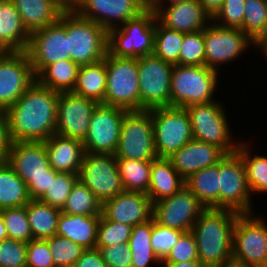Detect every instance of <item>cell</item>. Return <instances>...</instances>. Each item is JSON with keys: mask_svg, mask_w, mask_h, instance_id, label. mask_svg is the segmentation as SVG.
<instances>
[{"mask_svg": "<svg viewBox=\"0 0 267 267\" xmlns=\"http://www.w3.org/2000/svg\"><path fill=\"white\" fill-rule=\"evenodd\" d=\"M59 92L37 80L6 110L12 142H44L55 134Z\"/></svg>", "mask_w": 267, "mask_h": 267, "instance_id": "obj_1", "label": "cell"}, {"mask_svg": "<svg viewBox=\"0 0 267 267\" xmlns=\"http://www.w3.org/2000/svg\"><path fill=\"white\" fill-rule=\"evenodd\" d=\"M239 213L229 209L205 208L191 229L198 260L204 266L232 262V240Z\"/></svg>", "mask_w": 267, "mask_h": 267, "instance_id": "obj_2", "label": "cell"}, {"mask_svg": "<svg viewBox=\"0 0 267 267\" xmlns=\"http://www.w3.org/2000/svg\"><path fill=\"white\" fill-rule=\"evenodd\" d=\"M6 162L25 182L30 199H39L58 173L49 164L44 142H12Z\"/></svg>", "mask_w": 267, "mask_h": 267, "instance_id": "obj_3", "label": "cell"}, {"mask_svg": "<svg viewBox=\"0 0 267 267\" xmlns=\"http://www.w3.org/2000/svg\"><path fill=\"white\" fill-rule=\"evenodd\" d=\"M220 72L207 66L174 65L171 75L170 106L187 108L215 101Z\"/></svg>", "mask_w": 267, "mask_h": 267, "instance_id": "obj_4", "label": "cell"}, {"mask_svg": "<svg viewBox=\"0 0 267 267\" xmlns=\"http://www.w3.org/2000/svg\"><path fill=\"white\" fill-rule=\"evenodd\" d=\"M223 105L220 100H215L185 109L190 117L193 139L216 145L230 154L237 151L241 140H235Z\"/></svg>", "mask_w": 267, "mask_h": 267, "instance_id": "obj_5", "label": "cell"}, {"mask_svg": "<svg viewBox=\"0 0 267 267\" xmlns=\"http://www.w3.org/2000/svg\"><path fill=\"white\" fill-rule=\"evenodd\" d=\"M156 14L149 8L123 25L108 31V53L115 57L152 55Z\"/></svg>", "mask_w": 267, "mask_h": 267, "instance_id": "obj_6", "label": "cell"}, {"mask_svg": "<svg viewBox=\"0 0 267 267\" xmlns=\"http://www.w3.org/2000/svg\"><path fill=\"white\" fill-rule=\"evenodd\" d=\"M67 36L70 60L79 66L96 63L108 53V31L75 10L67 11Z\"/></svg>", "mask_w": 267, "mask_h": 267, "instance_id": "obj_7", "label": "cell"}, {"mask_svg": "<svg viewBox=\"0 0 267 267\" xmlns=\"http://www.w3.org/2000/svg\"><path fill=\"white\" fill-rule=\"evenodd\" d=\"M107 83L104 104L125 109L140 110V88L137 58L104 57Z\"/></svg>", "mask_w": 267, "mask_h": 267, "instance_id": "obj_8", "label": "cell"}, {"mask_svg": "<svg viewBox=\"0 0 267 267\" xmlns=\"http://www.w3.org/2000/svg\"><path fill=\"white\" fill-rule=\"evenodd\" d=\"M232 262L267 267V222L258 213L239 214L233 231Z\"/></svg>", "mask_w": 267, "mask_h": 267, "instance_id": "obj_9", "label": "cell"}, {"mask_svg": "<svg viewBox=\"0 0 267 267\" xmlns=\"http://www.w3.org/2000/svg\"><path fill=\"white\" fill-rule=\"evenodd\" d=\"M154 145L158 158H169L193 140L190 117L185 108L159 107L151 109Z\"/></svg>", "mask_w": 267, "mask_h": 267, "instance_id": "obj_10", "label": "cell"}, {"mask_svg": "<svg viewBox=\"0 0 267 267\" xmlns=\"http://www.w3.org/2000/svg\"><path fill=\"white\" fill-rule=\"evenodd\" d=\"M241 155L236 151L219 161V208L239 214L255 213Z\"/></svg>", "mask_w": 267, "mask_h": 267, "instance_id": "obj_11", "label": "cell"}, {"mask_svg": "<svg viewBox=\"0 0 267 267\" xmlns=\"http://www.w3.org/2000/svg\"><path fill=\"white\" fill-rule=\"evenodd\" d=\"M114 156L132 160L158 158L154 145L151 110L127 111L125 113Z\"/></svg>", "mask_w": 267, "mask_h": 267, "instance_id": "obj_12", "label": "cell"}, {"mask_svg": "<svg viewBox=\"0 0 267 267\" xmlns=\"http://www.w3.org/2000/svg\"><path fill=\"white\" fill-rule=\"evenodd\" d=\"M29 57L35 76L47 65L70 60L67 36V11H63L53 25L30 34L25 51Z\"/></svg>", "mask_w": 267, "mask_h": 267, "instance_id": "obj_13", "label": "cell"}, {"mask_svg": "<svg viewBox=\"0 0 267 267\" xmlns=\"http://www.w3.org/2000/svg\"><path fill=\"white\" fill-rule=\"evenodd\" d=\"M140 110L170 106L173 64L156 56L137 58Z\"/></svg>", "mask_w": 267, "mask_h": 267, "instance_id": "obj_14", "label": "cell"}, {"mask_svg": "<svg viewBox=\"0 0 267 267\" xmlns=\"http://www.w3.org/2000/svg\"><path fill=\"white\" fill-rule=\"evenodd\" d=\"M203 33L205 66L217 72L221 65L233 63L248 48L256 47V43L240 28L221 27L212 21Z\"/></svg>", "mask_w": 267, "mask_h": 267, "instance_id": "obj_15", "label": "cell"}, {"mask_svg": "<svg viewBox=\"0 0 267 267\" xmlns=\"http://www.w3.org/2000/svg\"><path fill=\"white\" fill-rule=\"evenodd\" d=\"M126 112L127 110L119 107L97 104L91 115L87 136L83 141L85 152L114 155Z\"/></svg>", "mask_w": 267, "mask_h": 267, "instance_id": "obj_16", "label": "cell"}, {"mask_svg": "<svg viewBox=\"0 0 267 267\" xmlns=\"http://www.w3.org/2000/svg\"><path fill=\"white\" fill-rule=\"evenodd\" d=\"M78 179L101 201L113 198L124 191L116 157L113 154L85 152Z\"/></svg>", "mask_w": 267, "mask_h": 267, "instance_id": "obj_17", "label": "cell"}, {"mask_svg": "<svg viewBox=\"0 0 267 267\" xmlns=\"http://www.w3.org/2000/svg\"><path fill=\"white\" fill-rule=\"evenodd\" d=\"M36 81L25 51H11L0 56V110L10 108Z\"/></svg>", "mask_w": 267, "mask_h": 267, "instance_id": "obj_18", "label": "cell"}, {"mask_svg": "<svg viewBox=\"0 0 267 267\" xmlns=\"http://www.w3.org/2000/svg\"><path fill=\"white\" fill-rule=\"evenodd\" d=\"M205 208L185 185L170 197L155 202L152 218L163 226L189 232Z\"/></svg>", "mask_w": 267, "mask_h": 267, "instance_id": "obj_19", "label": "cell"}, {"mask_svg": "<svg viewBox=\"0 0 267 267\" xmlns=\"http://www.w3.org/2000/svg\"><path fill=\"white\" fill-rule=\"evenodd\" d=\"M148 8V0H76L74 10L104 29L119 27Z\"/></svg>", "mask_w": 267, "mask_h": 267, "instance_id": "obj_20", "label": "cell"}, {"mask_svg": "<svg viewBox=\"0 0 267 267\" xmlns=\"http://www.w3.org/2000/svg\"><path fill=\"white\" fill-rule=\"evenodd\" d=\"M97 104L73 92L59 93L55 134L83 142Z\"/></svg>", "mask_w": 267, "mask_h": 267, "instance_id": "obj_21", "label": "cell"}, {"mask_svg": "<svg viewBox=\"0 0 267 267\" xmlns=\"http://www.w3.org/2000/svg\"><path fill=\"white\" fill-rule=\"evenodd\" d=\"M153 204L143 192L122 191L113 198L102 202L101 216L104 219L130 226L139 225L152 219Z\"/></svg>", "mask_w": 267, "mask_h": 267, "instance_id": "obj_22", "label": "cell"}, {"mask_svg": "<svg viewBox=\"0 0 267 267\" xmlns=\"http://www.w3.org/2000/svg\"><path fill=\"white\" fill-rule=\"evenodd\" d=\"M155 14L163 26L184 34L201 31L212 22L210 15L197 0L164 6Z\"/></svg>", "mask_w": 267, "mask_h": 267, "instance_id": "obj_23", "label": "cell"}, {"mask_svg": "<svg viewBox=\"0 0 267 267\" xmlns=\"http://www.w3.org/2000/svg\"><path fill=\"white\" fill-rule=\"evenodd\" d=\"M225 155L218 146L193 139L168 159L177 173L186 180L195 172L216 165Z\"/></svg>", "mask_w": 267, "mask_h": 267, "instance_id": "obj_24", "label": "cell"}, {"mask_svg": "<svg viewBox=\"0 0 267 267\" xmlns=\"http://www.w3.org/2000/svg\"><path fill=\"white\" fill-rule=\"evenodd\" d=\"M44 144L49 164L55 171L79 174L85 154L82 141L53 134Z\"/></svg>", "mask_w": 267, "mask_h": 267, "instance_id": "obj_25", "label": "cell"}, {"mask_svg": "<svg viewBox=\"0 0 267 267\" xmlns=\"http://www.w3.org/2000/svg\"><path fill=\"white\" fill-rule=\"evenodd\" d=\"M100 216L68 215L61 212L56 235L67 237L85 249L96 248Z\"/></svg>", "mask_w": 267, "mask_h": 267, "instance_id": "obj_26", "label": "cell"}, {"mask_svg": "<svg viewBox=\"0 0 267 267\" xmlns=\"http://www.w3.org/2000/svg\"><path fill=\"white\" fill-rule=\"evenodd\" d=\"M31 34L56 23L63 10L52 0H11Z\"/></svg>", "mask_w": 267, "mask_h": 267, "instance_id": "obj_27", "label": "cell"}, {"mask_svg": "<svg viewBox=\"0 0 267 267\" xmlns=\"http://www.w3.org/2000/svg\"><path fill=\"white\" fill-rule=\"evenodd\" d=\"M185 186V180L173 168L168 158L152 160L150 184L146 193L152 204L168 198Z\"/></svg>", "mask_w": 267, "mask_h": 267, "instance_id": "obj_28", "label": "cell"}, {"mask_svg": "<svg viewBox=\"0 0 267 267\" xmlns=\"http://www.w3.org/2000/svg\"><path fill=\"white\" fill-rule=\"evenodd\" d=\"M30 33L11 0H0V41L10 51H26Z\"/></svg>", "mask_w": 267, "mask_h": 267, "instance_id": "obj_29", "label": "cell"}, {"mask_svg": "<svg viewBox=\"0 0 267 267\" xmlns=\"http://www.w3.org/2000/svg\"><path fill=\"white\" fill-rule=\"evenodd\" d=\"M107 72L105 60L81 65L73 93L95 102L103 103L105 99Z\"/></svg>", "mask_w": 267, "mask_h": 267, "instance_id": "obj_30", "label": "cell"}, {"mask_svg": "<svg viewBox=\"0 0 267 267\" xmlns=\"http://www.w3.org/2000/svg\"><path fill=\"white\" fill-rule=\"evenodd\" d=\"M185 185L206 208H219V163L190 175Z\"/></svg>", "mask_w": 267, "mask_h": 267, "instance_id": "obj_31", "label": "cell"}, {"mask_svg": "<svg viewBox=\"0 0 267 267\" xmlns=\"http://www.w3.org/2000/svg\"><path fill=\"white\" fill-rule=\"evenodd\" d=\"M25 208L33 239L46 240L56 235L58 218L61 213L59 208L45 204L38 199H31Z\"/></svg>", "mask_w": 267, "mask_h": 267, "instance_id": "obj_32", "label": "cell"}, {"mask_svg": "<svg viewBox=\"0 0 267 267\" xmlns=\"http://www.w3.org/2000/svg\"><path fill=\"white\" fill-rule=\"evenodd\" d=\"M79 65L72 60H62L47 65L36 80L53 91L72 92L77 80Z\"/></svg>", "mask_w": 267, "mask_h": 267, "instance_id": "obj_33", "label": "cell"}, {"mask_svg": "<svg viewBox=\"0 0 267 267\" xmlns=\"http://www.w3.org/2000/svg\"><path fill=\"white\" fill-rule=\"evenodd\" d=\"M249 141L241 140L237 152L241 155L246 169V179L250 192L254 194L267 193V156L252 154L254 148ZM252 146V147H251Z\"/></svg>", "mask_w": 267, "mask_h": 267, "instance_id": "obj_34", "label": "cell"}, {"mask_svg": "<svg viewBox=\"0 0 267 267\" xmlns=\"http://www.w3.org/2000/svg\"><path fill=\"white\" fill-rule=\"evenodd\" d=\"M30 197L25 182L9 164H0V210L25 206Z\"/></svg>", "mask_w": 267, "mask_h": 267, "instance_id": "obj_35", "label": "cell"}, {"mask_svg": "<svg viewBox=\"0 0 267 267\" xmlns=\"http://www.w3.org/2000/svg\"><path fill=\"white\" fill-rule=\"evenodd\" d=\"M152 219L132 227L129 248L132 256V267H150L153 263L160 265L151 245ZM152 263V264H151Z\"/></svg>", "mask_w": 267, "mask_h": 267, "instance_id": "obj_36", "label": "cell"}, {"mask_svg": "<svg viewBox=\"0 0 267 267\" xmlns=\"http://www.w3.org/2000/svg\"><path fill=\"white\" fill-rule=\"evenodd\" d=\"M116 162L125 191L148 192L152 160L116 158Z\"/></svg>", "mask_w": 267, "mask_h": 267, "instance_id": "obj_37", "label": "cell"}, {"mask_svg": "<svg viewBox=\"0 0 267 267\" xmlns=\"http://www.w3.org/2000/svg\"><path fill=\"white\" fill-rule=\"evenodd\" d=\"M102 202L79 179L72 187L61 212L68 215H101Z\"/></svg>", "mask_w": 267, "mask_h": 267, "instance_id": "obj_38", "label": "cell"}, {"mask_svg": "<svg viewBox=\"0 0 267 267\" xmlns=\"http://www.w3.org/2000/svg\"><path fill=\"white\" fill-rule=\"evenodd\" d=\"M183 39L184 33L166 28L156 19L153 55L173 65H179Z\"/></svg>", "mask_w": 267, "mask_h": 267, "instance_id": "obj_39", "label": "cell"}, {"mask_svg": "<svg viewBox=\"0 0 267 267\" xmlns=\"http://www.w3.org/2000/svg\"><path fill=\"white\" fill-rule=\"evenodd\" d=\"M243 31L255 43L267 33L266 0H245Z\"/></svg>", "mask_w": 267, "mask_h": 267, "instance_id": "obj_40", "label": "cell"}, {"mask_svg": "<svg viewBox=\"0 0 267 267\" xmlns=\"http://www.w3.org/2000/svg\"><path fill=\"white\" fill-rule=\"evenodd\" d=\"M51 251L54 267H74L85 248L67 237L53 235L46 239Z\"/></svg>", "mask_w": 267, "mask_h": 267, "instance_id": "obj_41", "label": "cell"}, {"mask_svg": "<svg viewBox=\"0 0 267 267\" xmlns=\"http://www.w3.org/2000/svg\"><path fill=\"white\" fill-rule=\"evenodd\" d=\"M8 238L28 243L33 239L25 206L0 210Z\"/></svg>", "mask_w": 267, "mask_h": 267, "instance_id": "obj_42", "label": "cell"}, {"mask_svg": "<svg viewBox=\"0 0 267 267\" xmlns=\"http://www.w3.org/2000/svg\"><path fill=\"white\" fill-rule=\"evenodd\" d=\"M77 180L78 174L58 172L56 177L52 179L49 188L38 200L61 210Z\"/></svg>", "mask_w": 267, "mask_h": 267, "instance_id": "obj_43", "label": "cell"}, {"mask_svg": "<svg viewBox=\"0 0 267 267\" xmlns=\"http://www.w3.org/2000/svg\"><path fill=\"white\" fill-rule=\"evenodd\" d=\"M131 232L132 226L100 216L96 247H112L119 243H129Z\"/></svg>", "mask_w": 267, "mask_h": 267, "instance_id": "obj_44", "label": "cell"}, {"mask_svg": "<svg viewBox=\"0 0 267 267\" xmlns=\"http://www.w3.org/2000/svg\"><path fill=\"white\" fill-rule=\"evenodd\" d=\"M179 65H205V41L203 30L184 34L179 54Z\"/></svg>", "mask_w": 267, "mask_h": 267, "instance_id": "obj_45", "label": "cell"}, {"mask_svg": "<svg viewBox=\"0 0 267 267\" xmlns=\"http://www.w3.org/2000/svg\"><path fill=\"white\" fill-rule=\"evenodd\" d=\"M183 231L171 229L157 223L152 218L151 245L157 257L162 261L177 243Z\"/></svg>", "mask_w": 267, "mask_h": 267, "instance_id": "obj_46", "label": "cell"}, {"mask_svg": "<svg viewBox=\"0 0 267 267\" xmlns=\"http://www.w3.org/2000/svg\"><path fill=\"white\" fill-rule=\"evenodd\" d=\"M245 0H224L212 21L221 27L240 28L243 31Z\"/></svg>", "mask_w": 267, "mask_h": 267, "instance_id": "obj_47", "label": "cell"}, {"mask_svg": "<svg viewBox=\"0 0 267 267\" xmlns=\"http://www.w3.org/2000/svg\"><path fill=\"white\" fill-rule=\"evenodd\" d=\"M27 243L11 238L0 242V267H26Z\"/></svg>", "mask_w": 267, "mask_h": 267, "instance_id": "obj_48", "label": "cell"}, {"mask_svg": "<svg viewBox=\"0 0 267 267\" xmlns=\"http://www.w3.org/2000/svg\"><path fill=\"white\" fill-rule=\"evenodd\" d=\"M198 260L196 240L191 231L184 232L161 263H179Z\"/></svg>", "mask_w": 267, "mask_h": 267, "instance_id": "obj_49", "label": "cell"}, {"mask_svg": "<svg viewBox=\"0 0 267 267\" xmlns=\"http://www.w3.org/2000/svg\"><path fill=\"white\" fill-rule=\"evenodd\" d=\"M26 267H54L47 240L32 239L27 243Z\"/></svg>", "mask_w": 267, "mask_h": 267, "instance_id": "obj_50", "label": "cell"}, {"mask_svg": "<svg viewBox=\"0 0 267 267\" xmlns=\"http://www.w3.org/2000/svg\"><path fill=\"white\" fill-rule=\"evenodd\" d=\"M108 267H132L129 243H119L112 247H96Z\"/></svg>", "mask_w": 267, "mask_h": 267, "instance_id": "obj_51", "label": "cell"}, {"mask_svg": "<svg viewBox=\"0 0 267 267\" xmlns=\"http://www.w3.org/2000/svg\"><path fill=\"white\" fill-rule=\"evenodd\" d=\"M11 143L6 111L0 110V164L6 163Z\"/></svg>", "mask_w": 267, "mask_h": 267, "instance_id": "obj_52", "label": "cell"}, {"mask_svg": "<svg viewBox=\"0 0 267 267\" xmlns=\"http://www.w3.org/2000/svg\"><path fill=\"white\" fill-rule=\"evenodd\" d=\"M74 267H108L98 248L85 249Z\"/></svg>", "mask_w": 267, "mask_h": 267, "instance_id": "obj_53", "label": "cell"}, {"mask_svg": "<svg viewBox=\"0 0 267 267\" xmlns=\"http://www.w3.org/2000/svg\"><path fill=\"white\" fill-rule=\"evenodd\" d=\"M211 18L220 10L224 0H197Z\"/></svg>", "mask_w": 267, "mask_h": 267, "instance_id": "obj_54", "label": "cell"}, {"mask_svg": "<svg viewBox=\"0 0 267 267\" xmlns=\"http://www.w3.org/2000/svg\"><path fill=\"white\" fill-rule=\"evenodd\" d=\"M169 1V2H168ZM187 0H148V8L156 13L160 8Z\"/></svg>", "mask_w": 267, "mask_h": 267, "instance_id": "obj_55", "label": "cell"}, {"mask_svg": "<svg viewBox=\"0 0 267 267\" xmlns=\"http://www.w3.org/2000/svg\"><path fill=\"white\" fill-rule=\"evenodd\" d=\"M161 265L162 267H204L199 260L179 263H161Z\"/></svg>", "mask_w": 267, "mask_h": 267, "instance_id": "obj_56", "label": "cell"}, {"mask_svg": "<svg viewBox=\"0 0 267 267\" xmlns=\"http://www.w3.org/2000/svg\"><path fill=\"white\" fill-rule=\"evenodd\" d=\"M257 50H261L260 52L263 54V57H265L267 60V33L264 34L257 42H256V48Z\"/></svg>", "mask_w": 267, "mask_h": 267, "instance_id": "obj_57", "label": "cell"}, {"mask_svg": "<svg viewBox=\"0 0 267 267\" xmlns=\"http://www.w3.org/2000/svg\"><path fill=\"white\" fill-rule=\"evenodd\" d=\"M55 2L63 11L74 10L75 1L74 0H52Z\"/></svg>", "mask_w": 267, "mask_h": 267, "instance_id": "obj_58", "label": "cell"}, {"mask_svg": "<svg viewBox=\"0 0 267 267\" xmlns=\"http://www.w3.org/2000/svg\"><path fill=\"white\" fill-rule=\"evenodd\" d=\"M8 238L7 230L4 224L2 213L0 212V242Z\"/></svg>", "mask_w": 267, "mask_h": 267, "instance_id": "obj_59", "label": "cell"}, {"mask_svg": "<svg viewBox=\"0 0 267 267\" xmlns=\"http://www.w3.org/2000/svg\"><path fill=\"white\" fill-rule=\"evenodd\" d=\"M11 52L1 41H0V53H9Z\"/></svg>", "mask_w": 267, "mask_h": 267, "instance_id": "obj_60", "label": "cell"}, {"mask_svg": "<svg viewBox=\"0 0 267 267\" xmlns=\"http://www.w3.org/2000/svg\"><path fill=\"white\" fill-rule=\"evenodd\" d=\"M225 267H246V266L231 262V263L225 264Z\"/></svg>", "mask_w": 267, "mask_h": 267, "instance_id": "obj_61", "label": "cell"}, {"mask_svg": "<svg viewBox=\"0 0 267 267\" xmlns=\"http://www.w3.org/2000/svg\"><path fill=\"white\" fill-rule=\"evenodd\" d=\"M204 267H225V264H224V265H212V266H204Z\"/></svg>", "mask_w": 267, "mask_h": 267, "instance_id": "obj_62", "label": "cell"}]
</instances>
